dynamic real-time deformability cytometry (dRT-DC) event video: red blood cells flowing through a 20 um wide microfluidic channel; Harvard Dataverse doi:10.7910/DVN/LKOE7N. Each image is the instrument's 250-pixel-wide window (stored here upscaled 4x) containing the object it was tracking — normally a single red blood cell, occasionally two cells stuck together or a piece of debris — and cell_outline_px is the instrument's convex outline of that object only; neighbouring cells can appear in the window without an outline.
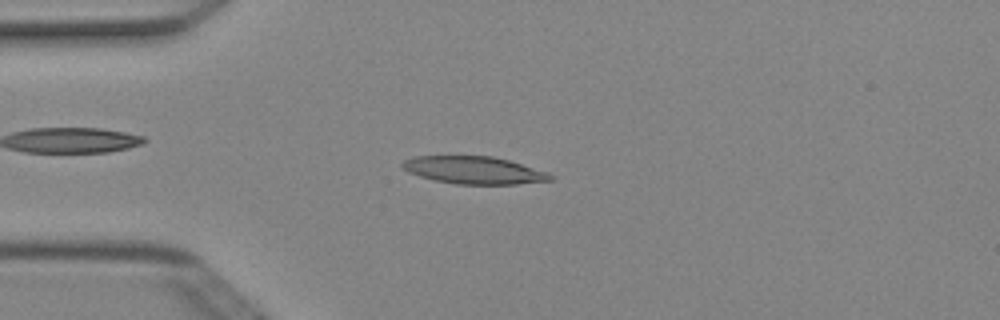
{"species": "Egyptian fruit bat (a non-hibernating species)", "species_latin": "Rousettus aegyptiacus", "temperature_condition": "cold", "stored_images_in_passage": 5, "camera_frame_rate_fps": 3000, "um_per_image_px": 0.085, "animal": {"sex": "female"}, "frame": {"image": 1, "passage_image": 5, "time_ms": 1.333, "image_size_px": [1000, 320], "cell_outline_px": [[556, 176], [552, 180], [516, 184], [456, 184], [436, 180], [420, 176], [408, 172], [400, 168], [400, 164], [404, 160], [416, 156], [492, 156], [508, 160], [548, 172]], "centroid_in_image_um": [40.28, 14.46], "position_along_channel_um": 44.7, "area_um2": 23.7}}